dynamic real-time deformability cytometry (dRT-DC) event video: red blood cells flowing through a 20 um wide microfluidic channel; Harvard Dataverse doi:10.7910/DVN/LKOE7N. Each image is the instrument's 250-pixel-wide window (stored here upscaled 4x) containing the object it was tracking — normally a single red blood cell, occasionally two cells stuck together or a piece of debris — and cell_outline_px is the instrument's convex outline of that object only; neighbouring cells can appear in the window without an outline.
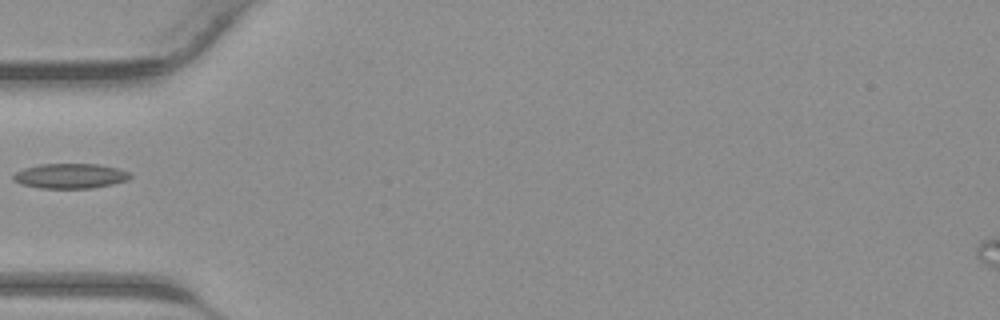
{"species": "common noctule bat (a hibernating species)", "species_latin": "Nyctalus noctula", "temperature_condition": "warm", "stored_images_in_passage": 28, "camera_frame_rate_fps": 3000, "um_per_image_px": 0.085, "animal": {"sex": "male", "body_mass_g": 23.1, "forearm_length_mm": 52.7}, "frame": {"image": 1, "passage_image": 1, "time_ms": 0.0, "image_size_px": [1000, 320], "cell_outline_px": [[132, 176], [128, 180], [112, 184], [92, 188], [40, 188], [20, 184], [12, 180], [12, 176], [16, 172], [24, 168], [40, 164], [100, 164], [116, 168], [128, 172]], "centroid_in_image_um": [5.95, 14.96], "position_along_channel_um": 79.1, "area_um2": 16.99}}
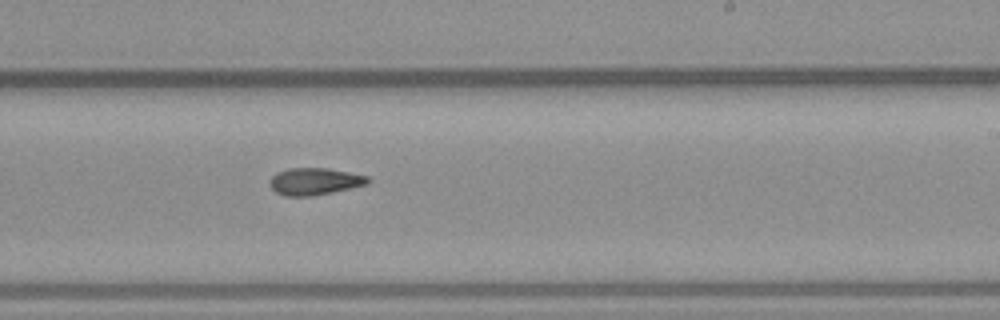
{"frame": {"image": 2, "passage_image": 12, "time_ms": 3.667, "image_size_px": [1000, 320], "cell_outline_px": [[372, 180], [368, 184], [332, 192], [312, 196], [284, 196], [276, 192], [268, 184], [268, 180], [276, 172], [288, 168], [328, 168], [368, 176]], "centroid_in_image_um": [26.72, 15.41], "position_along_channel_um": 262.3, "area_um2": 15.61}}
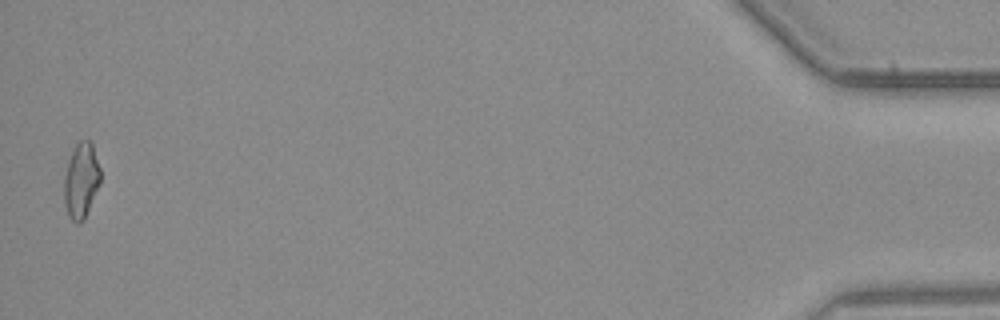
{"frame": {"image": 3, "passage_image": 28, "time_ms": 9.0, "image_size_px": [1000, 320], "cell_outline_px": [[100, 184], [84, 220], [80, 224], [76, 224], [68, 216], [64, 204], [64, 176], [68, 160], [76, 144], [80, 140], [88, 140], [92, 144], [100, 168]], "centroid_in_image_um": [6.89, 15.38], "position_along_channel_um": 428.3, "area_um2": 16.07}}